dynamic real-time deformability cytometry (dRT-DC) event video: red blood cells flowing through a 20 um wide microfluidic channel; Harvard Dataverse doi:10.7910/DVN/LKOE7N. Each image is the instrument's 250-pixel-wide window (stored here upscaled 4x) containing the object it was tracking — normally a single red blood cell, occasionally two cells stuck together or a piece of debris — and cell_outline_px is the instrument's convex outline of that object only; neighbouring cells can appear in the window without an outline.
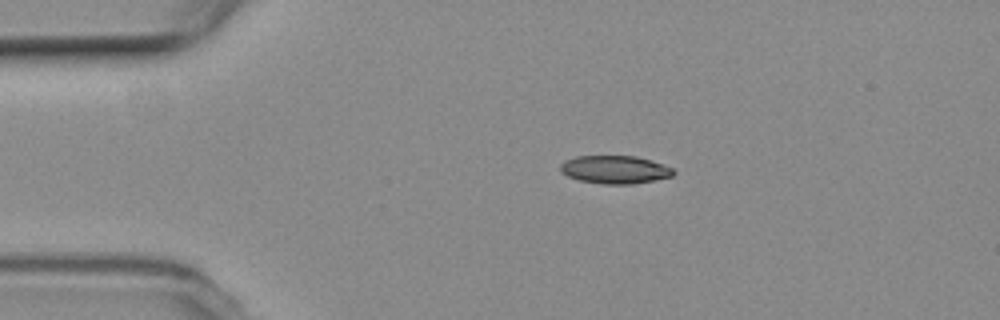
{"species": "common noctule bat (a hibernating species)", "species_latin": "Nyctalus noctula", "temperature_condition": "room temperature", "stored_images_in_passage": 5, "camera_frame_rate_fps": 3000, "um_per_image_px": 0.085, "animal": {"sex": "female", "body_mass_g": 19.3, "forearm_length_mm": 54.1}, "frame": {"image": 1, "passage_image": 3, "time_ms": 2.333, "image_size_px": [1000, 320], "cell_outline_px": [[676, 172], [672, 176], [656, 180], [632, 184], [604, 184], [580, 180], [568, 176], [560, 172], [560, 164], [564, 160], [576, 156], [636, 156], [652, 160], [672, 168]], "centroid_in_image_um": [52.27, 14.41], "position_along_channel_um": 32.7, "area_um2": 18.55}}
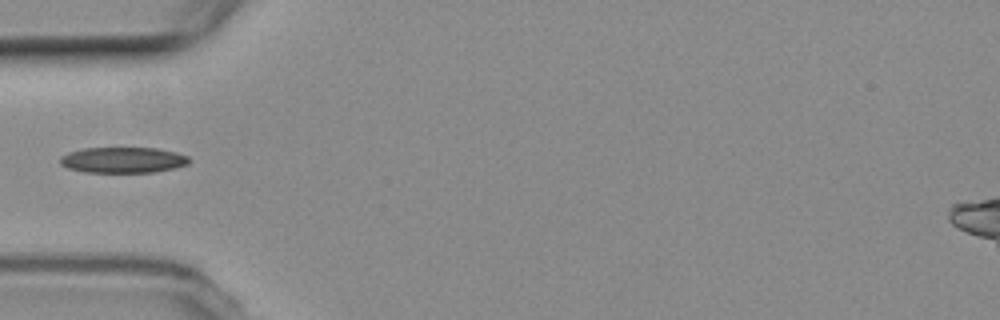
{"frame": {"image": 2, "passage_image": 5, "time_ms": 4.667, "image_size_px": [1000, 320], "cell_outline_px": [[192, 160], [188, 164], [176, 168], [156, 172], [84, 172], [68, 168], [60, 164], [60, 156], [68, 152], [84, 148], [156, 148], [176, 152], [188, 156]], "centroid_in_image_um": [10.48, 13.6], "position_along_channel_um": 74.5, "area_um2": 19.54}}